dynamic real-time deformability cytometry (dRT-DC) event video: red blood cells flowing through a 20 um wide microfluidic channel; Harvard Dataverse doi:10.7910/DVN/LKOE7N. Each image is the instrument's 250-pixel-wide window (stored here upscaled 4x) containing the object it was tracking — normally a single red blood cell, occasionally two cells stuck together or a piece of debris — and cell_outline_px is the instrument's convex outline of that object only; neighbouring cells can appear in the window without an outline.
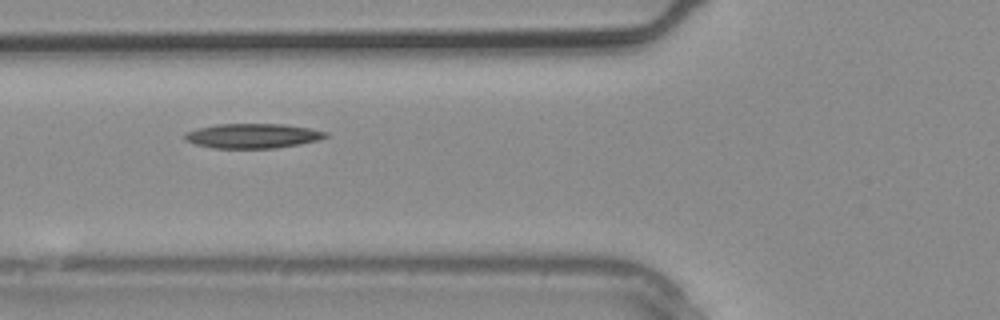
{"species": "common noctule bat (a hibernating species)", "species_latin": "Nyctalus noctula", "temperature_condition": "warm", "stored_images_in_passage": 3, "camera_frame_rate_fps": 3000, "um_per_image_px": 0.085, "animal": {"sex": "male", "body_mass_g": 20.4}, "frame": {"image": 1, "passage_image": 3, "time_ms": 0.667, "image_size_px": [1000, 320], "cell_outline_px": [[328, 136], [316, 140], [300, 144], [276, 148], [216, 148], [196, 144], [184, 140], [184, 132], [196, 128], [216, 124], [284, 124], [308, 128], [328, 132]], "centroid_in_image_um": [21.44, 11.54], "position_along_channel_um": 104.4, "area_um2": 20.23}}